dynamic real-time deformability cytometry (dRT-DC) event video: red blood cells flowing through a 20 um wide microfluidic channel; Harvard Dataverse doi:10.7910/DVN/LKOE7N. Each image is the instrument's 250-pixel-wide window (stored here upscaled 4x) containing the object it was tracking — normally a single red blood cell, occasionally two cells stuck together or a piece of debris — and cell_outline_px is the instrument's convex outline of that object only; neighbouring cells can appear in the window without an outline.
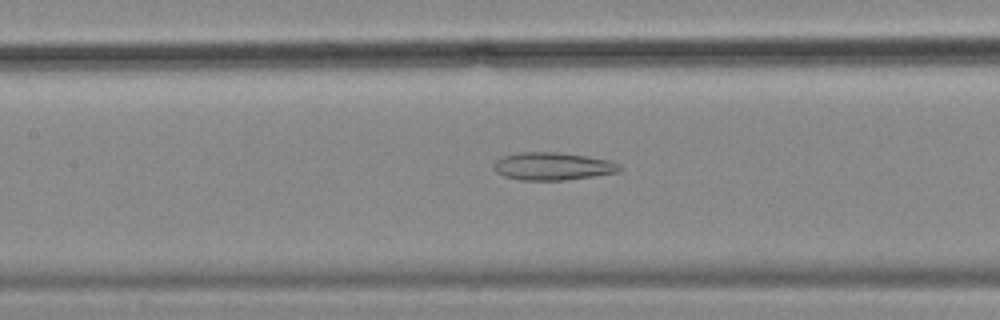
{"species": "common noctule bat (a hibernating species)", "species_latin": "Nyctalus noctula", "temperature_condition": "cold", "stored_images_in_passage": 42, "camera_frame_rate_fps": 3000, "um_per_image_px": 0.085, "animal": {"sex": "female", "body_mass_g": 18.4}, "frame": {"image": 1, "passage_image": 11, "time_ms": 3.333, "image_size_px": [1000, 320], "cell_outline_px": [[620, 172], [564, 180], [520, 180], [504, 176], [496, 172], [492, 168], [492, 164], [496, 160], [504, 156], [516, 152], [560, 152], [588, 156], [608, 160], [620, 164]], "centroid_in_image_um": [46.94, 14.12], "position_along_channel_um": 160.5, "area_um2": 20.46}}
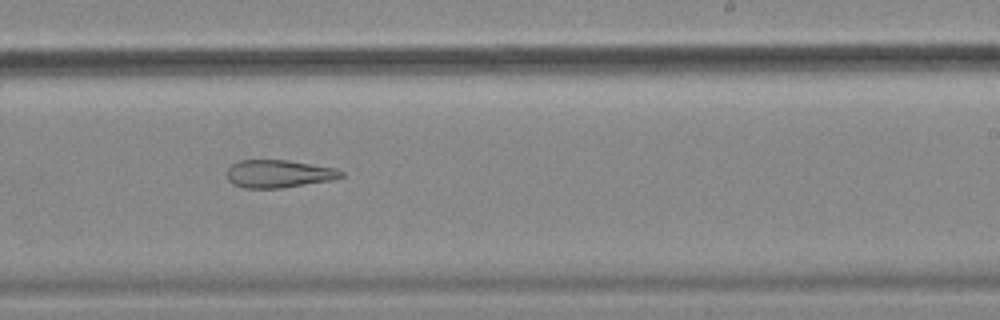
{"frame": {"image": 2, "passage_image": 20, "time_ms": 6.333, "image_size_px": [1000, 320], "cell_outline_px": [[344, 176], [332, 180], [280, 188], [244, 188], [232, 184], [228, 180], [228, 168], [232, 164], [240, 160], [288, 160], [336, 168], [344, 172]], "centroid_in_image_um": [23.7, 14.77], "position_along_channel_um": 265.3, "area_um2": 18.5}}
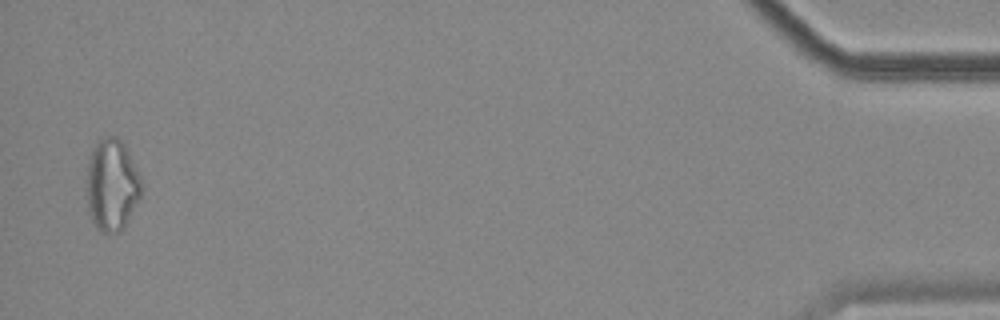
{"frame": {"image": 3, "passage_image": 41, "time_ms": 13.333, "image_size_px": [1000, 320], "cell_outline_px": [[144, 192], [140, 200], [124, 228], [120, 232], [104, 232], [96, 228], [92, 224], [88, 212], [88, 164], [92, 152], [96, 144], [100, 140], [108, 136], [116, 136], [124, 144], [144, 184]], "centroid_in_image_um": [9.56, 15.78], "position_along_channel_um": 425.6, "area_um2": 29.42}}